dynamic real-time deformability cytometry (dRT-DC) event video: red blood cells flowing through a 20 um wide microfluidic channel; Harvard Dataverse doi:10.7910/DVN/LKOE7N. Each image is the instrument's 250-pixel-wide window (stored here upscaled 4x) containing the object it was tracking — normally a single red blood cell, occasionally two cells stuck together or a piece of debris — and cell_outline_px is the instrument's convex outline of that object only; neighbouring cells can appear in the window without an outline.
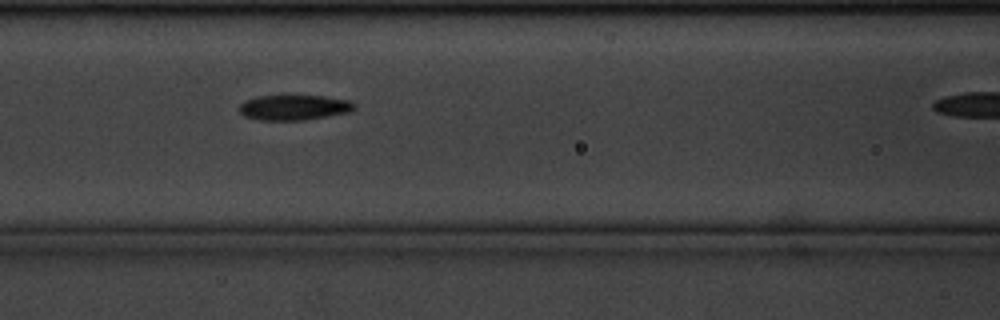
{"species": "common noctule bat (a hibernating species)", "species_latin": "Nyctalus noctula", "temperature_condition": "cold", "stored_images_in_passage": 7, "camera_frame_rate_fps": 3000, "um_per_image_px": 0.085, "animal": {"sex": "male", "body_mass_g": 20.1, "forearm_length_mm": 53.5}, "frame": {"image": 1, "passage_image": 5, "time_ms": 1.333, "image_size_px": [1000, 320], "cell_outline_px": [[356, 108], [348, 112], [328, 116], [304, 120], [260, 120], [244, 116], [240, 112], [240, 104], [244, 100], [256, 96], [324, 96], [348, 100], [356, 104]], "centroid_in_image_um": [24.98, 9.13], "position_along_channel_um": 141.6, "area_um2": 16.88}}